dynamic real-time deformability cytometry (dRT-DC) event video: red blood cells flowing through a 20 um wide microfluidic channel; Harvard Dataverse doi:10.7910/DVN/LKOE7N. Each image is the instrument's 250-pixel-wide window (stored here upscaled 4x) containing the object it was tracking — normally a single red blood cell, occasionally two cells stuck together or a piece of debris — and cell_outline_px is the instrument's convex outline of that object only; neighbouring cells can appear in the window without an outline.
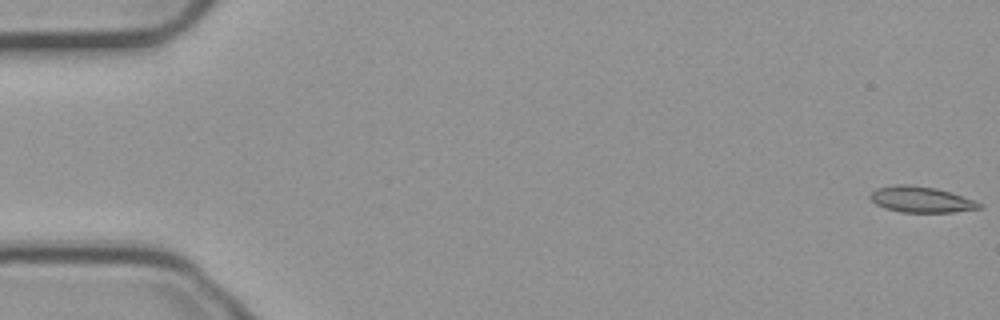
{"species": "common noctule bat (a hibernating species)", "species_latin": "Nyctalus noctula", "temperature_condition": "cold", "stored_images_in_passage": 55, "camera_frame_rate_fps": 3000, "um_per_image_px": 0.085, "animal": {"sex": "male", "body_mass_g": 23.1, "forearm_length_mm": 52.7}, "frame": {"image": 1, "passage_image": 1, "time_ms": 0.0, "image_size_px": [1000, 320], "cell_outline_px": [[984, 208], [952, 212], [900, 212], [884, 208], [876, 204], [868, 196], [876, 188], [900, 184], [908, 184], [936, 188], [984, 204]], "centroid_in_image_um": [78.28, 16.96], "position_along_channel_um": 6.7, "area_um2": 16.36}}
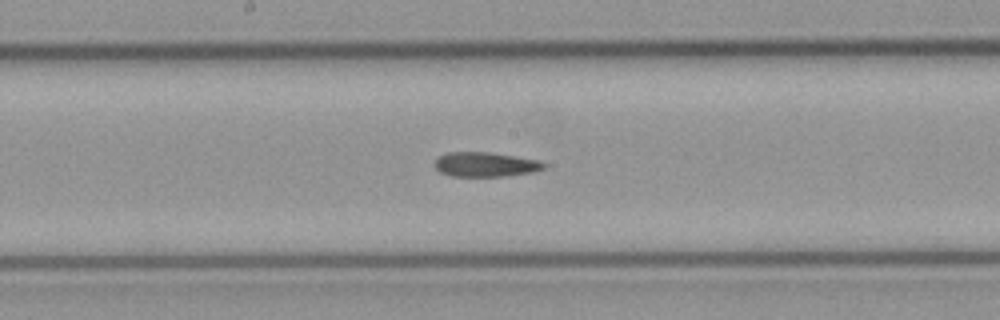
{"frame": {"image": 2, "passage_image": 29, "time_ms": 9.333, "image_size_px": [1000, 320], "cell_outline_px": [[548, 164], [544, 168], [532, 172], [504, 176], [452, 176], [440, 172], [436, 168], [436, 160], [440, 156], [448, 152], [488, 152], [536, 160]], "centroid_in_image_um": [41.25, 13.98], "position_along_channel_um": 206.9, "area_um2": 15.32}}
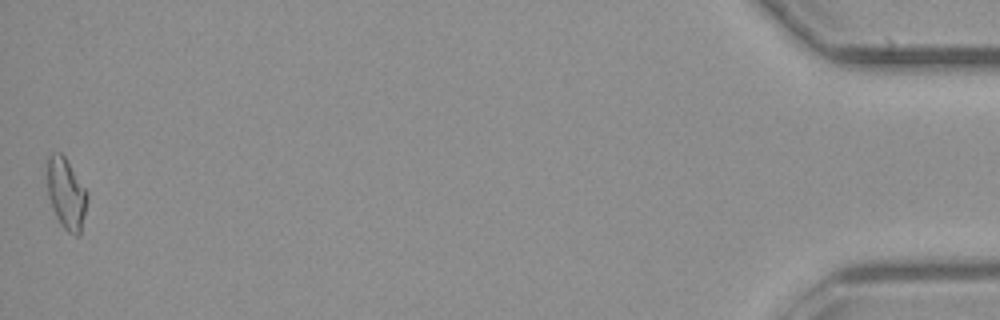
{"frame": {"image": 3, "passage_image": 55, "time_ms": 18.0, "image_size_px": [1000, 320], "cell_outline_px": [[88, 196], [80, 236], [76, 236], [68, 232], [60, 224], [52, 208], [48, 196], [48, 156], [52, 152], [60, 152], [64, 156], [88, 192]], "centroid_in_image_um": [5.64, 16.48], "position_along_channel_um": 429.6, "area_um2": 16.47}, "authors_computed_cell_mechanics": {"area_um2": 16.1262, "velocity_mm_per_s": 3.7512, "shape_relaxation_time_tau1_ms": 4.9318, "shape_relaxation_time_tau2_ms": 3.6707, "deformation_change_tau1": 0.15, "deformation_change_tau2": 0.1223}}